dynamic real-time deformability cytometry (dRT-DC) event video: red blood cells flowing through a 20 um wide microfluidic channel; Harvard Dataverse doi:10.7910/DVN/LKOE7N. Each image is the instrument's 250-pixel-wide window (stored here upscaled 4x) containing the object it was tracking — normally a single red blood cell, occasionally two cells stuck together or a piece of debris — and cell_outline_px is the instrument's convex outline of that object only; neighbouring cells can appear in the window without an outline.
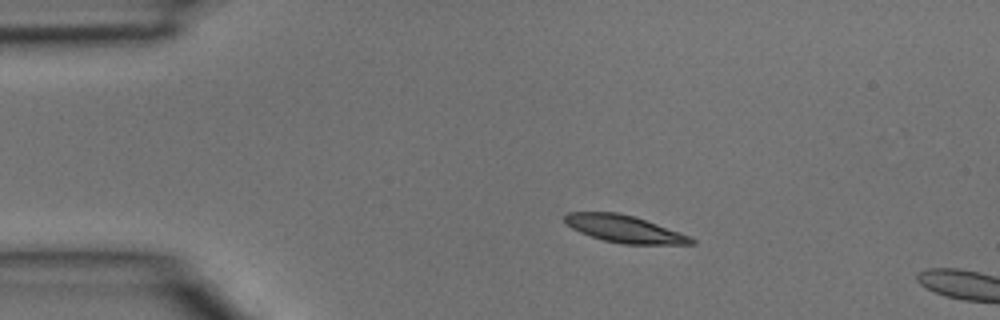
{"species": "common noctule bat (a hibernating species)", "species_latin": "Nyctalus noctula", "temperature_condition": "room temperature", "stored_images_in_passage": 4, "camera_frame_rate_fps": 3000, "um_per_image_px": 0.085, "animal": {"sex": "male", "body_mass_g": 15.6}, "frame": {"image": 1, "passage_image": 2, "time_ms": 0.333, "image_size_px": [1000, 320], "cell_outline_px": [[696, 244], [620, 244], [604, 240], [580, 232], [572, 228], [564, 220], [564, 216], [568, 212], [616, 212], [632, 216], [656, 224], [688, 236], [696, 240]], "centroid_in_image_um": [53.04, 19.46], "position_along_channel_um": 32.0, "area_um2": 19.59}}